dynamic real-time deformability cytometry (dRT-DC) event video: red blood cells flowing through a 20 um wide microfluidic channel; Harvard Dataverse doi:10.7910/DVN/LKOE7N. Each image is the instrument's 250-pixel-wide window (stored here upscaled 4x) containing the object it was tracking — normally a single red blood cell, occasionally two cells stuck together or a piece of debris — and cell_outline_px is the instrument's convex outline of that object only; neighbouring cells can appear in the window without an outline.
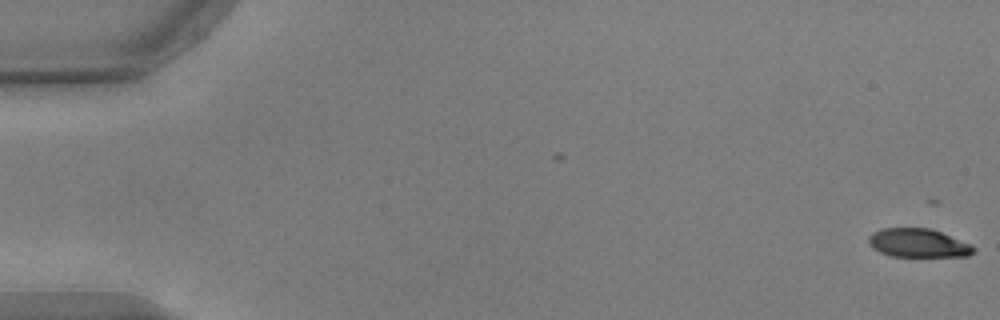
{"species": "common noctule bat (a hibernating species)", "species_latin": "Nyctalus noctula", "temperature_condition": "warm", "stored_images_in_passage": 54, "camera_frame_rate_fps": 3000, "um_per_image_px": 0.085, "animal": {"sex": "male", "body_mass_g": 17.9, "forearm_length_mm": 54.2}, "frame": {"image": 1, "passage_image": 1, "time_ms": 0.0, "image_size_px": [1000, 320], "cell_outline_px": [[976, 252], [968, 256], [892, 256], [880, 252], [872, 248], [868, 244], [868, 236], [872, 232], [880, 228], [928, 228], [940, 232], [972, 244], [976, 248]], "centroid_in_image_um": [78.04, 20.65], "position_along_channel_um": 7.0, "area_um2": 17.63}}
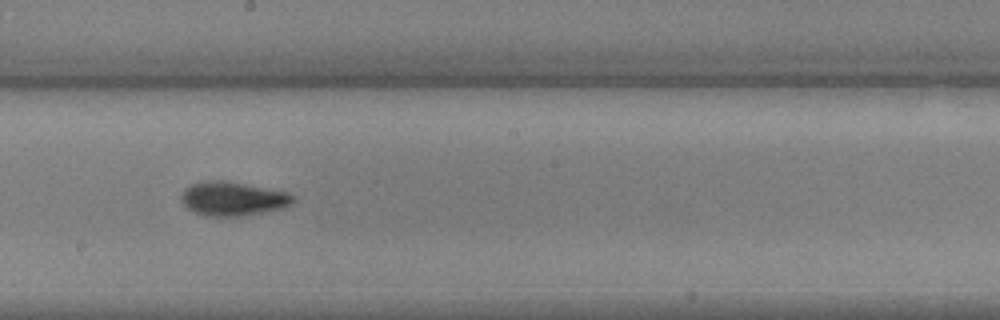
{"frame": {"image": 2, "passage_image": 31, "time_ms": 10.0, "image_size_px": [1000, 320], "cell_outline_px": [[296, 200], [292, 204], [284, 208], [240, 216], [204, 216], [188, 208], [184, 204], [184, 188], [192, 184], [204, 180], [224, 180], [288, 192], [296, 196]], "centroid_in_image_um": [19.86, 16.88], "position_along_channel_um": 228.3, "area_um2": 22.02}}
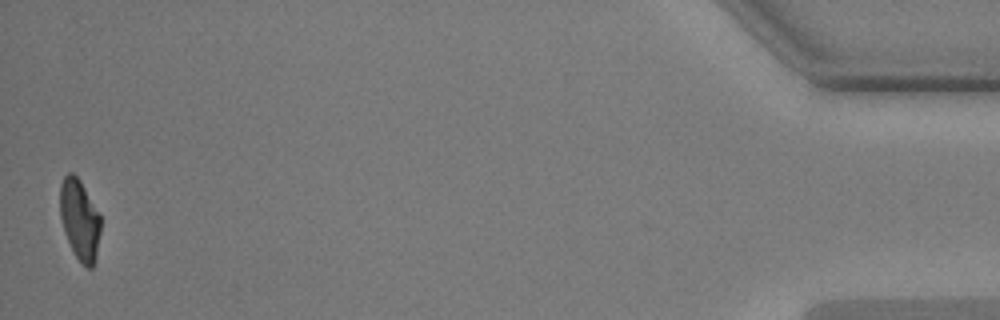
{"frame": {"image": 3, "passage_image": 54, "time_ms": 17.667, "image_size_px": [1000, 320], "cell_outline_px": [[100, 232], [96, 260], [92, 268], [88, 268], [76, 256], [64, 232], [60, 216], [60, 184], [64, 176], [68, 172], [72, 172], [80, 180], [100, 216]], "centroid_in_image_um": [6.76, 18.66], "position_along_channel_um": 428.4, "area_um2": 18.84}, "authors_computed_cell_mechanics": {"area_um2": 20.519, "velocity_mm_per_s": 3.7483, "shape_relaxation_time_tau1_ms": 3.0379, "shape_relaxation_time_tau2_ms": 2.0009, "deformation_change_tau1": 0.1711, "deformation_change_tau2": 0.0862}}